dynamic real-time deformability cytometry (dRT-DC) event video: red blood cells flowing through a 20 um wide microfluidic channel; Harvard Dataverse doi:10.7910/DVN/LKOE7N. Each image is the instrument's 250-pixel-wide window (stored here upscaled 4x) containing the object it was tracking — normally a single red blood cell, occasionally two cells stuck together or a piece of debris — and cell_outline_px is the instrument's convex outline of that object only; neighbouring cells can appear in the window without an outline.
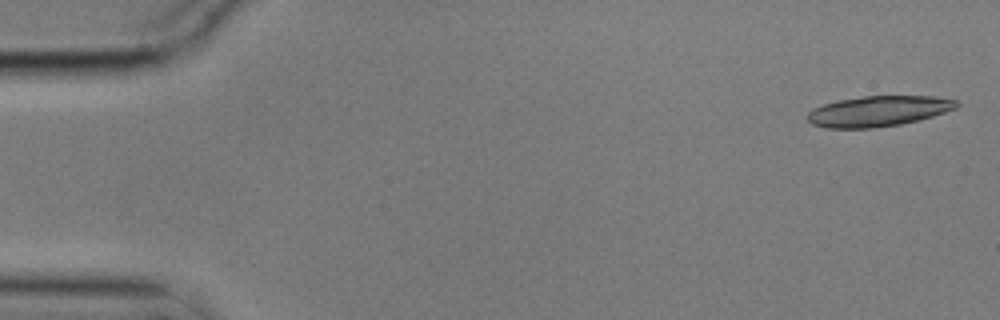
{"species": "common noctule bat (a hibernating species)", "species_latin": "Nyctalus noctula", "temperature_condition": "cold", "stored_images_in_passage": 5, "camera_frame_rate_fps": 3000, "um_per_image_px": 0.085, "animal": {"sex": "male", "body_mass_g": 17.9}, "frame": {"image": 1, "passage_image": 1, "time_ms": 0.0, "image_size_px": [1000, 320], "cell_outline_px": [[960, 104], [956, 108], [920, 120], [900, 124], [872, 128], [824, 128], [812, 124], [808, 120], [808, 112], [812, 108], [824, 104], [840, 100], [864, 96], [936, 96], [956, 100]], "centroid_in_image_um": [74.66, 9.45], "position_along_channel_um": 10.3, "area_um2": 26.47}}